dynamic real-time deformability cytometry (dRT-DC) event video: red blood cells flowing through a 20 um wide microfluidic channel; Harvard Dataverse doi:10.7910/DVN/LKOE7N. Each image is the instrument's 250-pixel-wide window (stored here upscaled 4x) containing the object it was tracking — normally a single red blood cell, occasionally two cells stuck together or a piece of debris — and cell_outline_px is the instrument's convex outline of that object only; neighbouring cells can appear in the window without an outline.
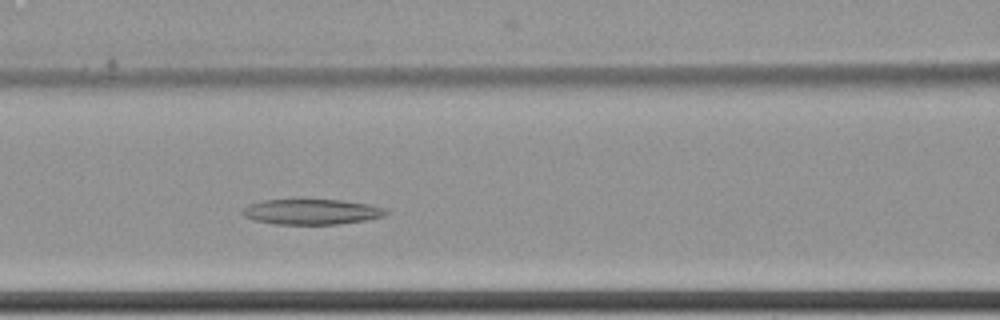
{"species": "common noctule bat (a hibernating species)", "species_latin": "Nyctalus noctula", "temperature_condition": "cold", "stored_images_in_passage": 5, "camera_frame_rate_fps": 3000, "um_per_image_px": 0.085, "animal": {"sex": "female", "body_mass_g": 22.7, "forearm_length_mm": 54.2}, "frame": {"image": 1, "passage_image": 5, "time_ms": 1.333, "image_size_px": [1000, 320], "cell_outline_px": [[388, 212], [384, 216], [364, 220], [340, 224], [276, 224], [252, 220], [244, 216], [240, 212], [248, 204], [264, 200], [340, 200], [368, 204], [384, 208]], "centroid_in_image_um": [26.44, 18.01], "position_along_channel_um": 140.2, "area_um2": 21.1}}